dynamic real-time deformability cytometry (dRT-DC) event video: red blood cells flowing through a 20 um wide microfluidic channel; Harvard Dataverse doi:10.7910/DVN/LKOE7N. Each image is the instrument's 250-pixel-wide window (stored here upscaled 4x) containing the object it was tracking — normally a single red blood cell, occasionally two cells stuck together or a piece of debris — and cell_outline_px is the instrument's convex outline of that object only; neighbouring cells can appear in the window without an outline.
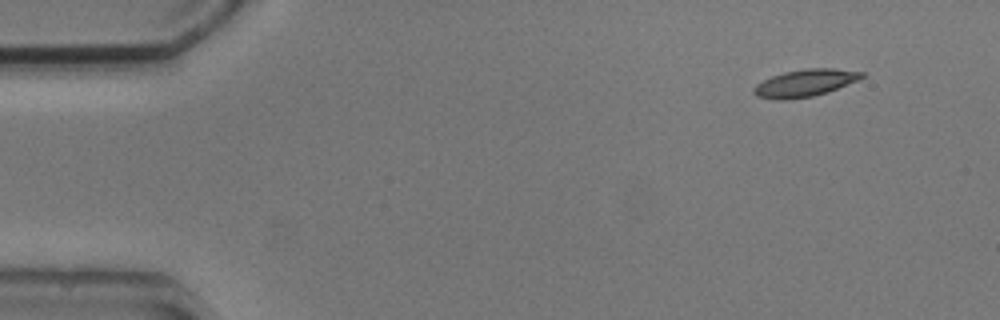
{"species": "common noctule bat (a hibernating species)", "species_latin": "Nyctalus noctula", "temperature_condition": "cold", "stored_images_in_passage": 3, "camera_frame_rate_fps": 3000, "um_per_image_px": 0.085, "animal": {"sex": "male", "body_mass_g": 20.5, "forearm_length_mm": 52.5}, "frame": {"image": 1, "passage_image": 3, "time_ms": 2.333, "image_size_px": [1000, 320], "cell_outline_px": [[864, 76], [860, 80], [828, 92], [812, 96], [784, 100], [776, 100], [756, 96], [752, 92], [752, 88], [756, 84], [772, 76], [784, 72], [808, 68], [832, 68], [864, 72]], "centroid_in_image_um": [68.43, 7.06], "position_along_channel_um": 16.6, "area_um2": 17.22}}